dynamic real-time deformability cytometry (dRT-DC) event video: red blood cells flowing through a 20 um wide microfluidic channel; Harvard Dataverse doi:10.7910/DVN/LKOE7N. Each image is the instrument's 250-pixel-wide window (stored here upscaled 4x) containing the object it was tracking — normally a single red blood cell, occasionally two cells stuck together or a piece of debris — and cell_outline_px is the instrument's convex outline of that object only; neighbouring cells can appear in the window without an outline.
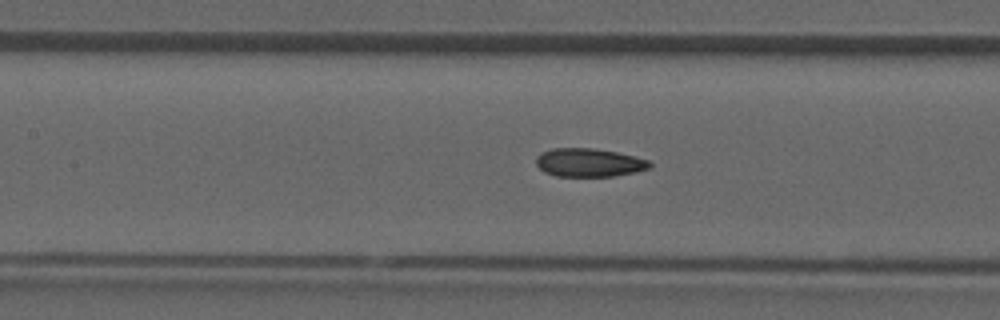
{"species": "common noctule bat (a hibernating species)", "species_latin": "Nyctalus noctula", "temperature_condition": "room temperature", "stored_images_in_passage": 47, "camera_frame_rate_fps": 3000, "um_per_image_px": 0.085, "animal": {"sex": "male", "forearm_length_mm": 52.5}, "frame": {"image": 1, "passage_image": 21, "time_ms": 6.667, "image_size_px": [1000, 320], "cell_outline_px": [[652, 164], [648, 168], [636, 172], [612, 176], [556, 176], [544, 172], [536, 164], [536, 156], [540, 152], [552, 148], [592, 148], [616, 152], [636, 156], [648, 160]], "centroid_in_image_um": [50.04, 13.81], "position_along_channel_um": 157.4, "area_um2": 18.84}}